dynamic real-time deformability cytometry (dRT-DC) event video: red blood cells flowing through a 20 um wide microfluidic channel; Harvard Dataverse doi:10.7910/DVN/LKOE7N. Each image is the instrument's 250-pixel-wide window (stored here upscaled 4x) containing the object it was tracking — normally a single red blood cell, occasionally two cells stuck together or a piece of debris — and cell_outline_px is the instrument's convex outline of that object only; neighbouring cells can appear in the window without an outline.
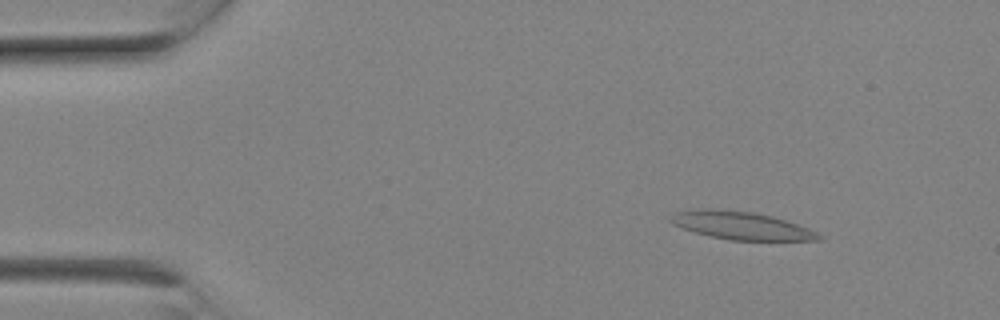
{"species": "Egyptian fruit bat (a non-hibernating species)", "species_latin": "Rousettus aegyptiacus", "temperature_condition": "room temperature", "stored_images_in_passage": 7, "camera_frame_rate_fps": 3000, "um_per_image_px": 0.085, "animal": {"sex": "female"}, "frame": {"image": 1, "passage_image": 2, "time_ms": 0.333, "image_size_px": [1000, 320], "cell_outline_px": [[824, 236], [820, 240], [728, 240], [696, 232], [672, 224], [668, 220], [668, 216], [676, 212], [696, 208], [712, 208], [752, 212], [772, 216], [808, 228]], "centroid_in_image_um": [62.96, 19.16], "position_along_channel_um": 22.0, "area_um2": 23.99}}
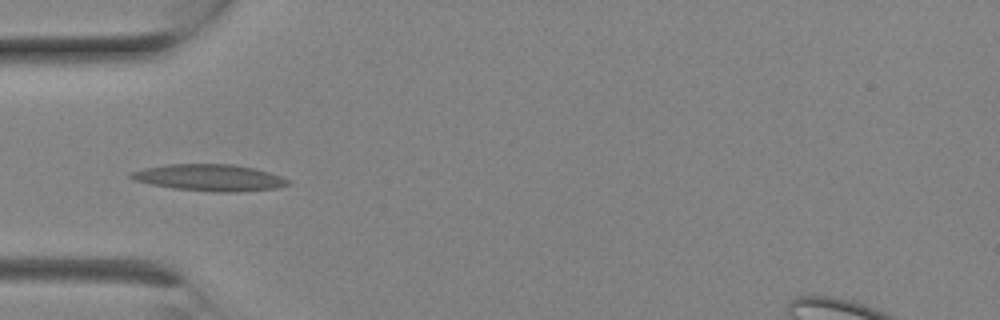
{"frame": {"image": 2, "passage_image": 6, "time_ms": 1.667, "image_size_px": [1000, 320], "cell_outline_px": [[292, 184], [276, 188], [240, 192], [216, 192], [176, 188], [148, 184], [136, 180], [128, 176], [132, 172], [144, 168], [168, 164], [232, 164], [252, 168], [268, 172], [280, 176], [288, 180]], "centroid_in_image_um": [17.82, 15.1], "position_along_channel_um": 67.2, "area_um2": 24.16}}